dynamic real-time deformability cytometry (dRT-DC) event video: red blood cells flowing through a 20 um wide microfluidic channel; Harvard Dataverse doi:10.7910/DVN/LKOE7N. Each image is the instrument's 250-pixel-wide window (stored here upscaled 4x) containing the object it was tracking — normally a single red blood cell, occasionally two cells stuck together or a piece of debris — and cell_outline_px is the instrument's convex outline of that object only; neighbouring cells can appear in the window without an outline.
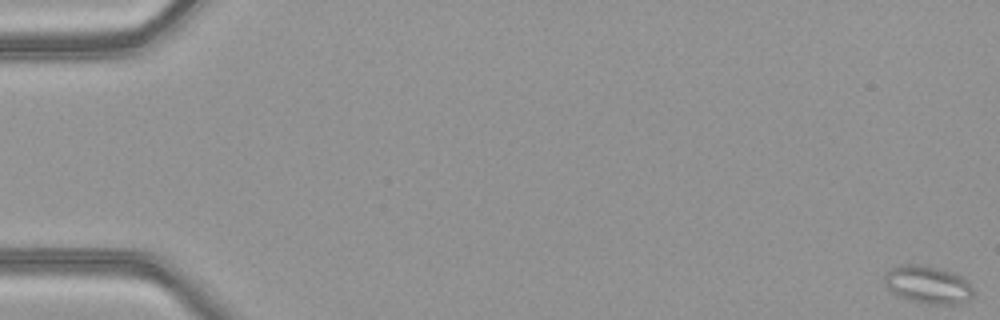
{"species": "common noctule bat (a hibernating species)", "species_latin": "Nyctalus noctula", "temperature_condition": "warm", "stored_images_in_passage": 52, "camera_frame_rate_fps": 3000, "um_per_image_px": 0.085, "animal": {"sex": "female", "body_mass_g": 21.9}, "frame": {"image": 1, "passage_image": 1, "time_ms": 0.0, "image_size_px": [1000, 320], "cell_outline_px": [[976, 292], [964, 304], [928, 304], [908, 300], [896, 296], [884, 284], [884, 272], [888, 268], [900, 264], [920, 264], [940, 268], [952, 272], [968, 280]], "centroid_in_image_um": [78.86, 24.19], "position_along_channel_um": 6.1, "area_um2": 20.23}}
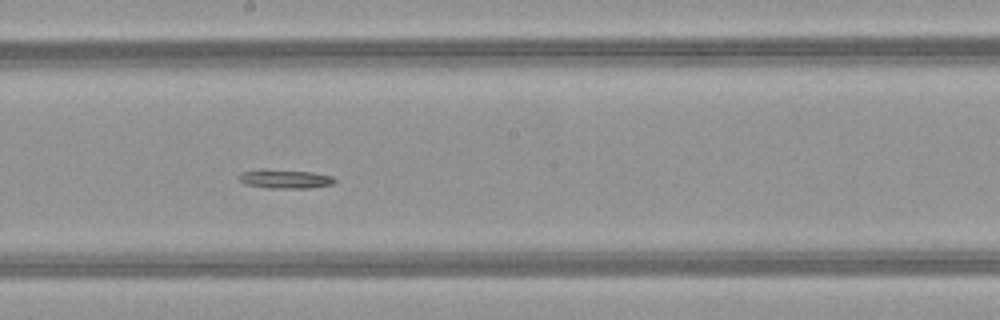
{"frame": {"image": 2, "passage_image": 30, "time_ms": 9.667, "image_size_px": [1000, 320], "cell_outline_px": [[336, 180], [332, 184], [312, 188], [268, 188], [244, 184], [236, 176], [240, 172], [260, 168], [264, 168], [312, 172], [332, 176]], "centroid_in_image_um": [24.16, 15.19], "position_along_channel_um": 224.0, "area_um2": 10.87}}
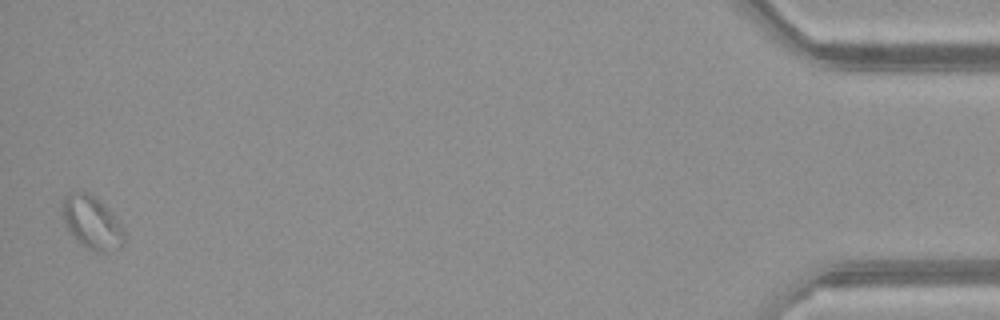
{"frame": {"image": 3, "passage_image": 52, "time_ms": 17.0, "image_size_px": [1000, 320], "cell_outline_px": [[124, 244], [120, 248], [104, 252], [96, 252], [80, 244], [68, 228], [60, 212], [64, 196], [72, 192], [88, 192], [124, 228]], "centroid_in_image_um": [7.78, 18.95], "position_along_channel_um": 427.4, "area_um2": 18.5}}